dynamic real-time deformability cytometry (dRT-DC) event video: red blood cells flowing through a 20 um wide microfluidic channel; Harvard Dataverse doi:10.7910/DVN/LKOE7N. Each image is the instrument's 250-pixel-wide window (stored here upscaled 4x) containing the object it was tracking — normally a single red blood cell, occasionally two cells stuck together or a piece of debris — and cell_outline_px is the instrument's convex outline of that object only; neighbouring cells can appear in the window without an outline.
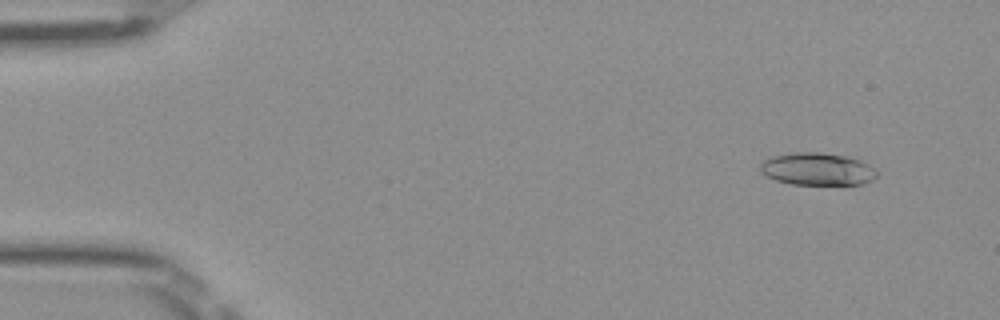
{"species": "Egyptian fruit bat (a non-hibernating species)", "species_latin": "Rousettus aegyptiacus", "temperature_condition": "room temperature", "stored_images_in_passage": 51, "camera_frame_rate_fps": 3000, "um_per_image_px": 0.085, "frame": {"image": 1, "passage_image": 5, "time_ms": 1.333, "image_size_px": [1000, 320], "cell_outline_px": [[880, 176], [864, 184], [792, 184], [776, 180], [760, 172], [760, 164], [764, 160], [772, 156], [792, 152], [820, 152], [848, 156], [860, 160], [876, 168], [880, 172]], "centroid_in_image_um": [69.53, 14.36], "position_along_channel_um": 15.5, "area_um2": 22.37}}
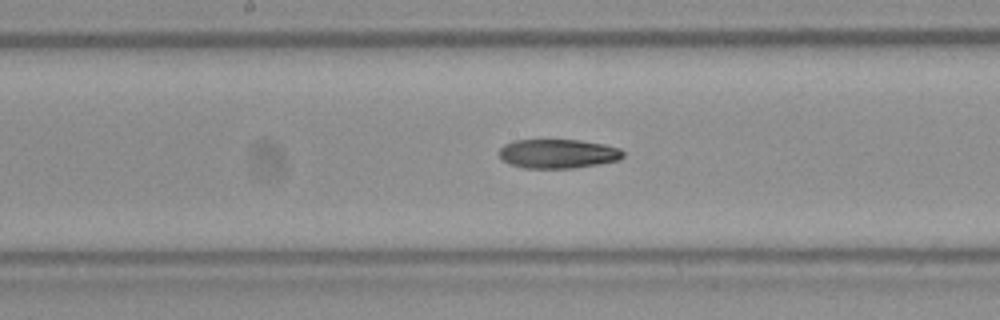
{"frame": {"image": 2, "passage_image": 27, "time_ms": 8.667, "image_size_px": [1000, 320], "cell_outline_px": [[624, 156], [620, 160], [600, 164], [572, 168], [524, 168], [508, 164], [500, 160], [500, 148], [504, 144], [516, 140], [580, 140], [604, 144], [620, 148], [624, 152]], "centroid_in_image_um": [47.43, 13.07], "position_along_channel_um": 200.8, "area_um2": 21.27}}
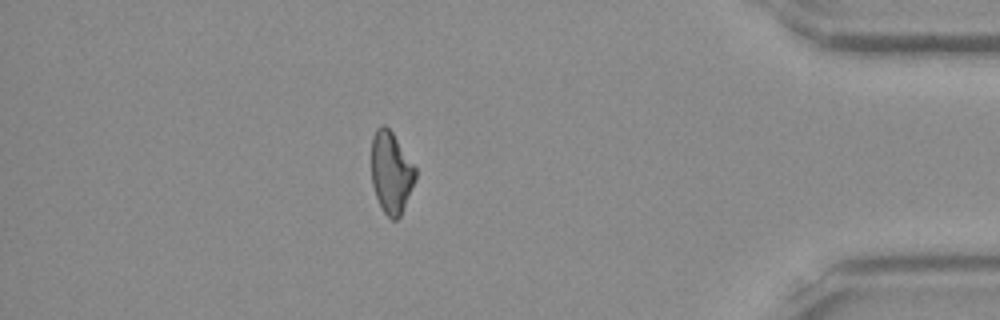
{"frame": {"image": 3, "passage_image": 45, "time_ms": 14.667, "image_size_px": [1000, 320], "cell_outline_px": [[416, 176], [400, 216], [396, 220], [392, 220], [384, 212], [376, 196], [372, 184], [372, 136], [376, 128], [380, 124], [384, 124], [392, 132], [416, 168]], "centroid_in_image_um": [33.23, 14.63], "position_along_channel_um": 402.0, "area_um2": 20.63}}